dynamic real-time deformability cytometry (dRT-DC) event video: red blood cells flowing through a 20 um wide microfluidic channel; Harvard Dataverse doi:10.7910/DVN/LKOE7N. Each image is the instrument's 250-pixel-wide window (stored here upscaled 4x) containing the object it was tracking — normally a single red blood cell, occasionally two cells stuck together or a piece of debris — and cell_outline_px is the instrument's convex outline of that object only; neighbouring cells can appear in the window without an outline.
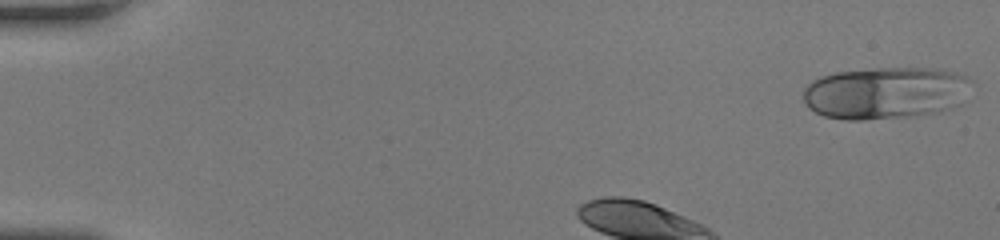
{"species": "human", "species_latin": "Homo sapiens", "temperature_condition": "room temperature", "stored_images_in_passage": 6, "camera_frame_rate_fps": 3000, "um_per_image_px": 0.085, "donor": {"sex": "female"}, "frame": {"image": 1, "passage_image": 1, "time_ms": 0.0, "image_size_px": [1000, 240], "cell_outline_px": [[972, 80], [964, 104], [940, 112], [916, 116], [864, 120], [844, 120], [824, 116], [808, 108], [804, 100], [804, 88], [812, 80], [820, 76], [836, 72], [876, 68], [932, 68], [956, 72]], "centroid_in_image_um": [75.31, 7.91], "position_along_channel_um": 9.7, "area_um2": 51.9}}